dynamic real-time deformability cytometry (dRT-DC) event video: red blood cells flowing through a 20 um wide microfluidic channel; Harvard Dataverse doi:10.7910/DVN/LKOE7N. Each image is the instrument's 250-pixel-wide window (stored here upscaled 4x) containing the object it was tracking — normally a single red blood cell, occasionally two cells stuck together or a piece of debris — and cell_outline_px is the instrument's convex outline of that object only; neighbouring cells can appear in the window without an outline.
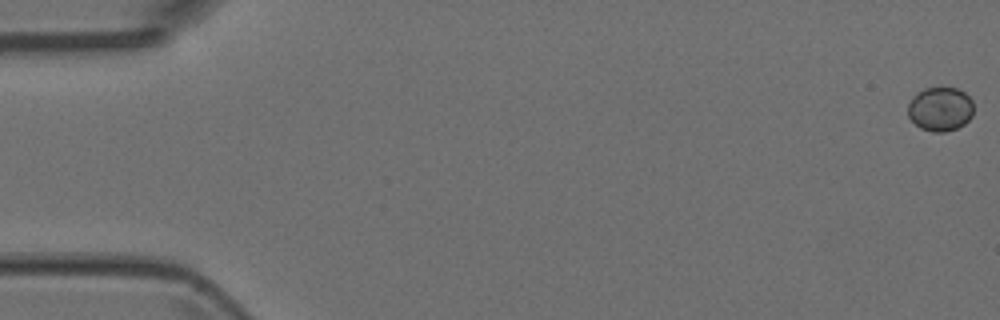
{"species": "Egyptian fruit bat (a non-hibernating species)", "species_latin": "Rousettus aegyptiacus", "temperature_condition": "room temperature", "stored_images_in_passage": 6, "camera_frame_rate_fps": 3000, "um_per_image_px": 0.085, "animal": {"sex": "female"}, "frame": {"image": 1, "passage_image": 1, "time_ms": 0.0, "image_size_px": [1000, 320], "cell_outline_px": [[972, 116], [964, 124], [956, 128], [944, 132], [932, 132], [920, 128], [908, 116], [908, 104], [912, 96], [924, 88], [956, 88], [964, 92], [972, 100]], "centroid_in_image_um": [79.9, 9.27], "position_along_channel_um": 5.1, "area_um2": 16.82}}
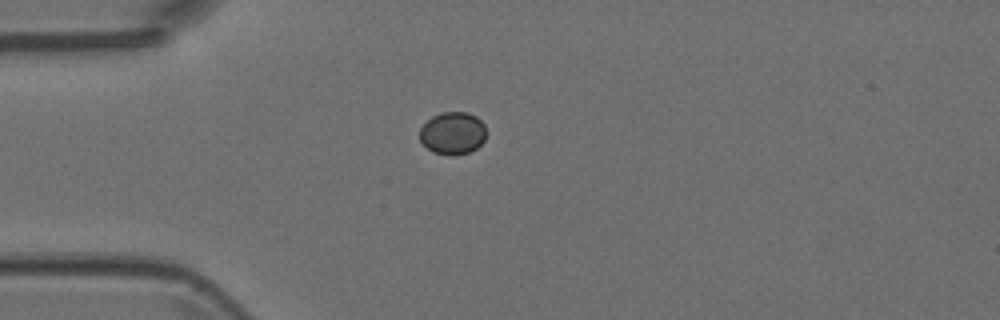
{"frame": {"image": 2, "passage_image": 5, "time_ms": 1.333, "image_size_px": [1000, 320], "cell_outline_px": [[484, 140], [476, 148], [468, 152], [452, 156], [432, 152], [420, 140], [420, 128], [432, 116], [440, 112], [468, 112], [476, 116], [484, 124]], "centroid_in_image_um": [38.46, 11.31], "position_along_channel_um": 46.5, "area_um2": 16.36}}